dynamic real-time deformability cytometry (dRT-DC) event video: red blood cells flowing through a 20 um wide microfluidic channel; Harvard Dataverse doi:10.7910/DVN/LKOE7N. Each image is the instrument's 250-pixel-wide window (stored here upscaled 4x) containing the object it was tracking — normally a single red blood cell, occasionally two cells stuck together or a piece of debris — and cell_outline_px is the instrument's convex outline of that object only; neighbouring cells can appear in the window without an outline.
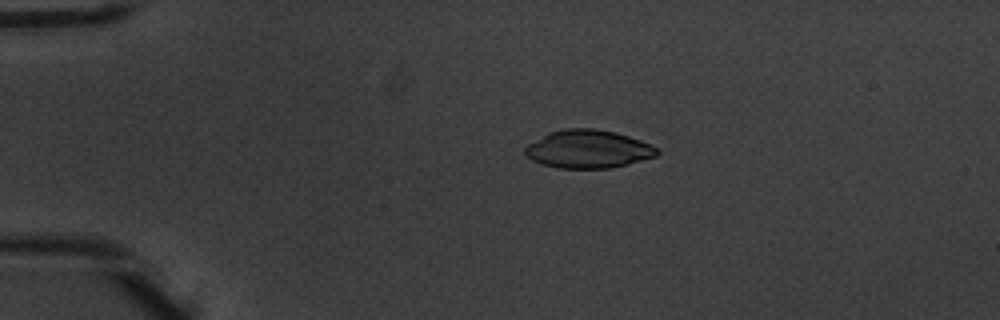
{"species": "common noctule bat (a hibernating species)", "species_latin": "Nyctalus noctula", "temperature_condition": "warm", "stored_images_in_passage": 3, "camera_frame_rate_fps": 3000, "um_per_image_px": 0.085, "animal": {"sex": "male", "body_mass_g": 20.1, "forearm_length_mm": 53.5}, "frame": {"image": 1, "passage_image": 1, "time_ms": 0.0, "image_size_px": [1000, 320], "cell_outline_px": [[660, 152], [656, 156], [628, 164], [608, 168], [556, 168], [540, 164], [532, 160], [524, 152], [524, 148], [528, 144], [548, 132], [564, 128], [592, 128], [616, 132], [640, 140], [656, 148]], "centroid_in_image_um": [49.96, 12.67], "position_along_channel_um": 35.0, "area_um2": 29.3}}